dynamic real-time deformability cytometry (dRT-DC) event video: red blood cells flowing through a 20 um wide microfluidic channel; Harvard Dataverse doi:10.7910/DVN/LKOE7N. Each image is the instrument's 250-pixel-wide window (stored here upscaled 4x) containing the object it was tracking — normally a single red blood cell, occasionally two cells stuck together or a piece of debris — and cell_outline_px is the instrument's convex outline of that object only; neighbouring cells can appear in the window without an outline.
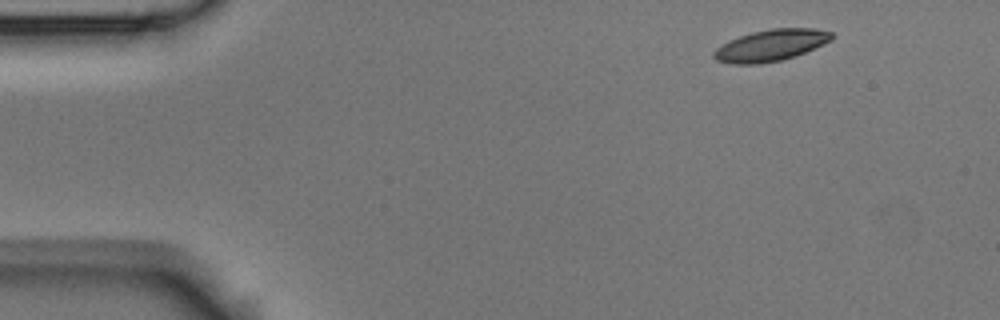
{"species": "Egyptian fruit bat (a non-hibernating species)", "species_latin": "Rousettus aegyptiacus", "temperature_condition": "room temperature", "stored_images_in_passage": 3, "camera_frame_rate_fps": 3000, "um_per_image_px": 0.085, "animal": {"sex": "male"}, "frame": {"image": 1, "passage_image": 1, "time_ms": 0.0, "image_size_px": [1000, 320], "cell_outline_px": [[836, 36], [832, 40], [824, 44], [796, 56], [780, 60], [760, 64], [732, 64], [716, 60], [712, 56], [712, 52], [716, 48], [728, 40], [752, 32], [772, 28], [816, 28], [832, 32]], "centroid_in_image_um": [65.53, 3.85], "position_along_channel_um": 19.5, "area_um2": 21.91}}
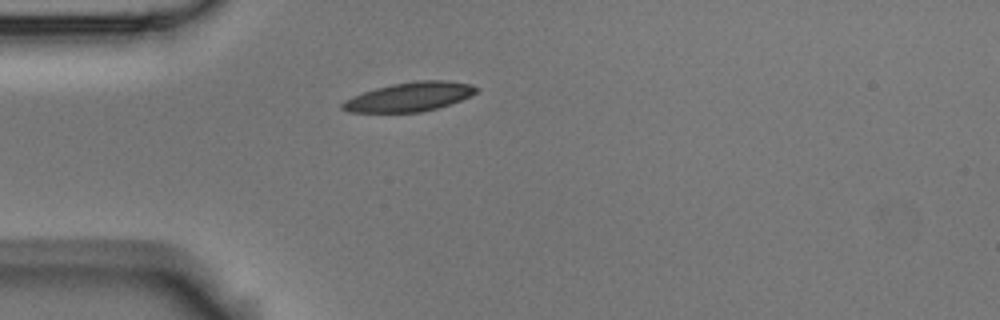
{"frame": {"image": 2, "passage_image": 3, "time_ms": 0.667, "image_size_px": [1000, 320], "cell_outline_px": [[480, 88], [476, 92], [460, 100], [436, 108], [420, 112], [348, 112], [340, 108], [340, 104], [344, 100], [352, 96], [376, 88], [392, 84], [416, 80], [444, 80], [472, 84]], "centroid_in_image_um": [34.77, 8.22], "position_along_channel_um": 50.2, "area_um2": 22.6}}